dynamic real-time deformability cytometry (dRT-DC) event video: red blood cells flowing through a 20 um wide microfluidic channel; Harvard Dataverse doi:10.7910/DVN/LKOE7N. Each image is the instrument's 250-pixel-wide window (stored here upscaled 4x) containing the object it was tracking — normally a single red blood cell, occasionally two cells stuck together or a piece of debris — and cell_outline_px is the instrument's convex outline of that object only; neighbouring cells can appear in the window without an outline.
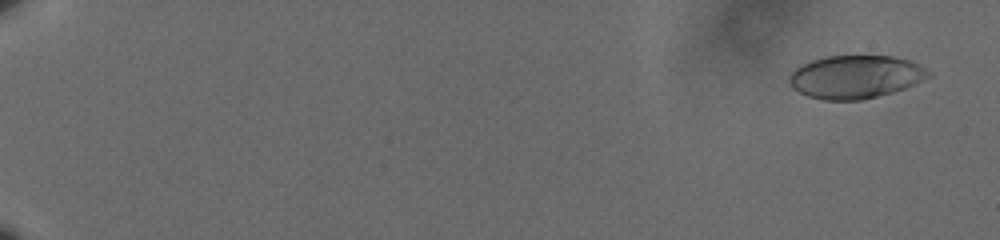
{"species": "human", "species_latin": "Homo sapiens", "temperature_condition": "cold", "stored_images_in_passage": 62, "camera_frame_rate_fps": 3000, "um_per_image_px": 0.085, "donor": {"sex": "male"}, "frame": {"image": 1, "passage_image": 4, "time_ms": 1.0, "image_size_px": [1000, 240], "cell_outline_px": [[932, 76], [904, 88], [892, 92], [860, 100], [824, 100], [808, 96], [792, 88], [788, 84], [788, 76], [796, 68], [812, 60], [824, 56], [892, 56], [908, 60], [932, 72]], "centroid_in_image_um": [72.69, 6.53], "position_along_channel_um": 12.3, "area_um2": 34.8}}
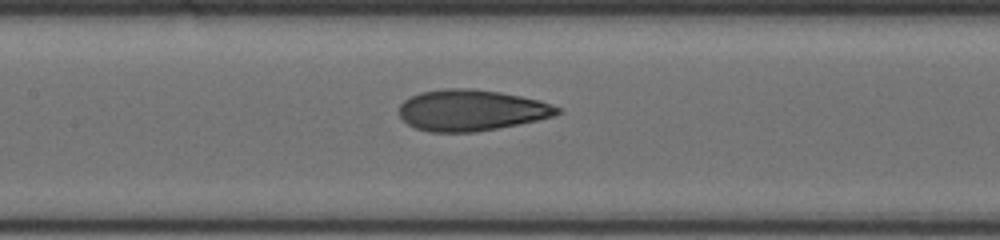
{"frame": {"image": 2, "passage_image": 34, "time_ms": 11.0, "image_size_px": [1000, 240], "cell_outline_px": [[560, 112], [556, 116], [476, 132], [428, 132], [416, 128], [408, 124], [396, 112], [400, 104], [404, 100], [420, 92], [444, 88], [472, 88], [500, 92], [540, 100], [552, 104], [560, 108]], "centroid_in_image_um": [40.03, 9.36], "position_along_channel_um": 167.4, "area_um2": 38.03}}
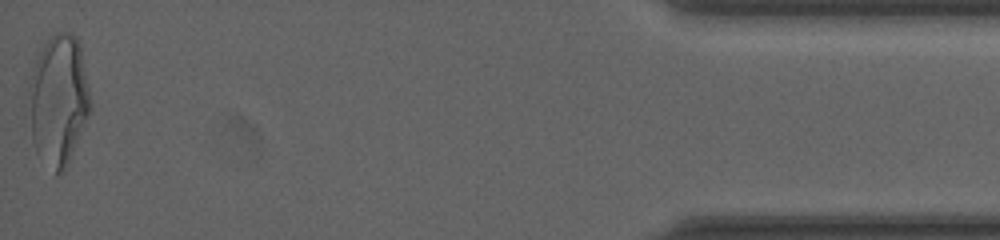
{"frame": {"image": 3, "passage_image": 62, "time_ms": 20.333, "image_size_px": [1000, 240], "cell_outline_px": [[92, 108], [68, 164], [60, 172], [56, 172], [36, 152], [24, 116], [28, 84], [32, 68], [48, 36], [56, 32], [72, 32], [76, 36], [80, 44], [92, 104]], "centroid_in_image_um": [4.92, 8.46], "position_along_channel_um": 430.3, "area_um2": 47.97}, "authors_computed_cell_mechanics": {"area_um2": 36.9631, "velocity_mm_per_s": 3.5984, "shape_relaxation_time_tau1_ms": 4.9306, "shape_relaxation_time_tau2_ms": 1.2905, "deformation_change_tau1": 0.1807, "deformation_change_tau2": 0.079}}